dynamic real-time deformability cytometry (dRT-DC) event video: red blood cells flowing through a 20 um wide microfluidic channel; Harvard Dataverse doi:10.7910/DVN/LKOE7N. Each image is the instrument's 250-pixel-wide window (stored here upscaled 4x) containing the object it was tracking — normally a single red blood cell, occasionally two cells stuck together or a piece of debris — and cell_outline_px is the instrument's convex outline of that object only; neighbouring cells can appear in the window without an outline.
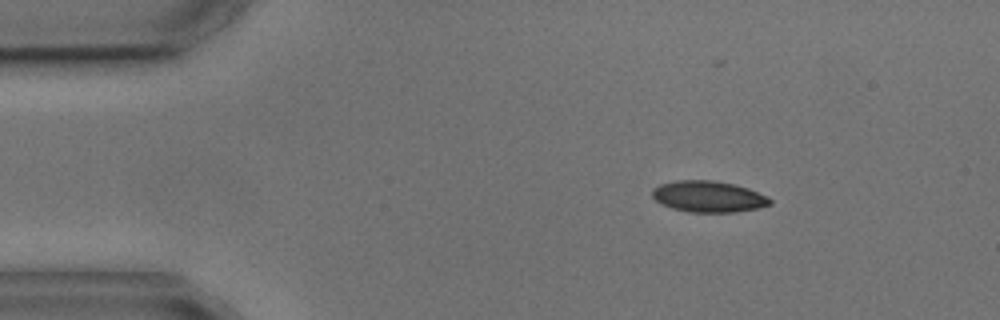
{"species": "common noctule bat (a hibernating species)", "species_latin": "Nyctalus noctula", "temperature_condition": "cold", "stored_images_in_passage": 4, "camera_frame_rate_fps": 3000, "um_per_image_px": 0.085, "animal": {"sex": "male", "body_mass_g": 17.9, "forearm_length_mm": 54.2}, "frame": {"image": 1, "passage_image": 2, "time_ms": 1.0, "image_size_px": [1000, 320], "cell_outline_px": [[772, 204], [756, 208], [732, 212], [688, 212], [672, 208], [660, 204], [652, 196], [652, 188], [660, 184], [676, 180], [712, 180], [732, 184], [748, 188], [768, 196], [772, 200]], "centroid_in_image_um": [60.19, 16.7], "position_along_channel_um": 24.8, "area_um2": 21.44}}